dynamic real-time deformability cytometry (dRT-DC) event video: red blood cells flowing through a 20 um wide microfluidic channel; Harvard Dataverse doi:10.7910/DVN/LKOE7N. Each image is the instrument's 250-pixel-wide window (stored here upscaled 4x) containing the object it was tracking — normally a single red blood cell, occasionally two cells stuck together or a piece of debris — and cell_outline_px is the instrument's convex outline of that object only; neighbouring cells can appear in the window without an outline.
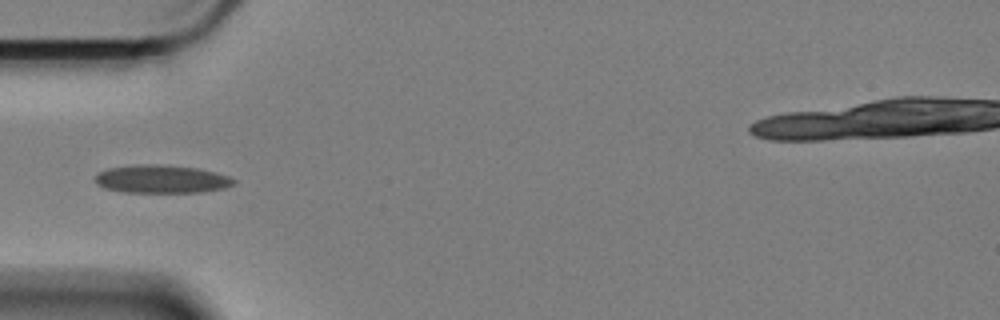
{"species": "Egyptian fruit bat (a non-hibernating species)", "species_latin": "Rousettus aegyptiacus", "temperature_condition": "cold", "stored_images_in_passage": 31, "camera_frame_rate_fps": 3000, "um_per_image_px": 0.085, "animal": {"sex": "female"}, "frame": {"image": 1, "passage_image": 1, "time_ms": 0.0, "image_size_px": [1000, 320], "cell_outline_px": [[236, 184], [224, 188], [204, 192], [124, 192], [104, 188], [96, 184], [96, 176], [100, 172], [108, 168], [144, 164], [156, 164], [196, 168], [216, 172], [228, 176], [236, 180]], "centroid_in_image_um": [13.76, 15.23], "position_along_channel_um": 71.2, "area_um2": 22.6}}
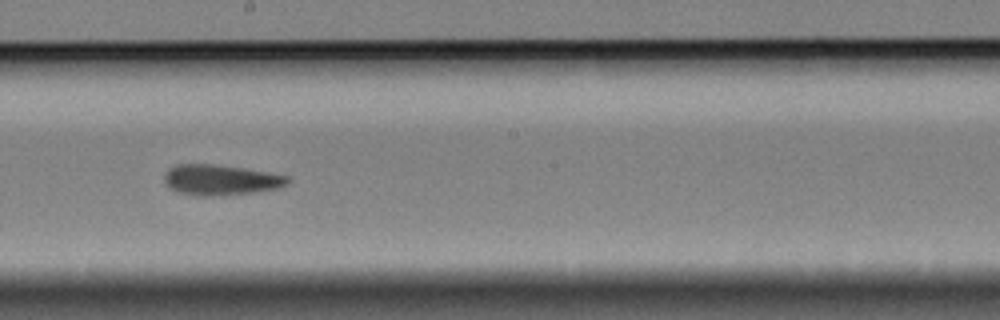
{"frame": {"image": 2, "passage_image": 15, "time_ms": 4.667, "image_size_px": [1000, 320], "cell_outline_px": [[292, 180], [288, 184], [280, 188], [252, 192], [208, 196], [196, 196], [180, 192], [168, 188], [164, 180], [164, 172], [168, 168], [176, 164], [212, 164], [244, 168], [268, 172], [288, 176]], "centroid_in_image_um": [18.74, 15.28], "position_along_channel_um": 229.5, "area_um2": 22.02}}
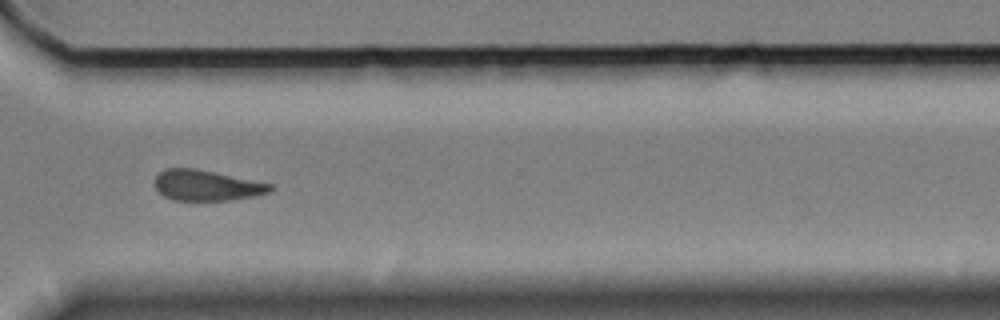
{"frame": {"image": 3, "passage_image": 26, "time_ms": 8.333, "image_size_px": [1000, 320], "cell_outline_px": [[272, 192], [252, 196], [228, 200], [172, 200], [164, 196], [156, 188], [152, 180], [164, 168], [196, 168], [272, 184]], "centroid_in_image_um": [17.52, 15.75], "position_along_channel_um": 353.1, "area_um2": 20.58}}